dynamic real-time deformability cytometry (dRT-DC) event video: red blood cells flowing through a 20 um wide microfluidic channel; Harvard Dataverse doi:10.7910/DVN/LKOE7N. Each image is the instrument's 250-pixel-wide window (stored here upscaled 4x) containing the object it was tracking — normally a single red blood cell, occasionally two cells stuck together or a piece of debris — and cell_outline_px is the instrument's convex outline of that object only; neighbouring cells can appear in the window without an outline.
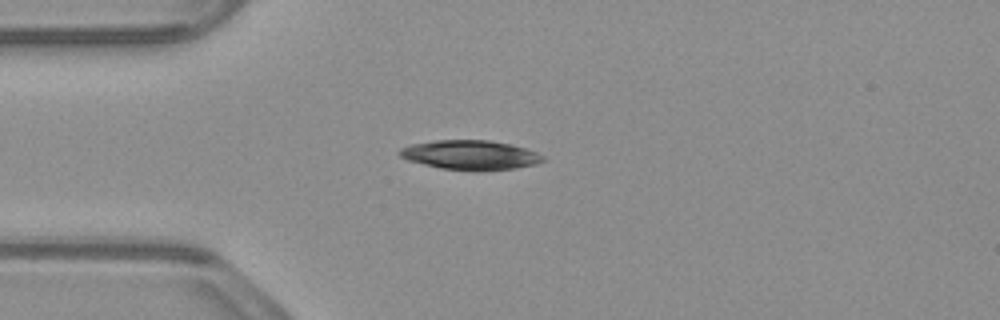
{"species": "common noctule bat (a hibernating species)", "species_latin": "Nyctalus noctula", "temperature_condition": "warm", "stored_images_in_passage": 41, "camera_frame_rate_fps": 3000, "um_per_image_px": 0.085, "animal": {"sex": "male", "body_mass_g": 23.1, "forearm_length_mm": 52.7}, "frame": {"image": 1, "passage_image": 1, "time_ms": 0.0, "image_size_px": [1000, 320], "cell_outline_px": [[544, 160], [536, 164], [516, 168], [480, 172], [472, 172], [440, 168], [408, 160], [400, 156], [396, 152], [400, 148], [412, 144], [436, 140], [488, 140], [508, 144], [524, 148], [536, 152], [544, 156]], "centroid_in_image_um": [39.96, 13.19], "position_along_channel_um": 45.0, "area_um2": 24.8}}
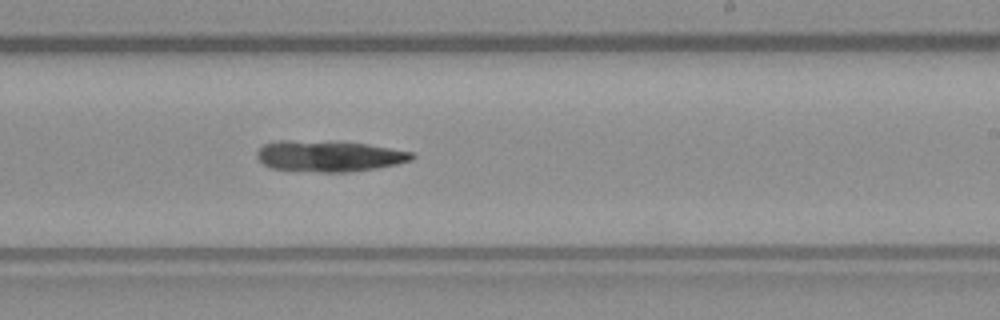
{"frame": {"image": 2, "passage_image": 19, "time_ms": 6.0, "image_size_px": [1000, 320], "cell_outline_px": [[416, 156], [412, 160], [396, 164], [376, 168], [344, 172], [320, 172], [272, 168], [264, 164], [256, 156], [256, 152], [264, 144], [276, 140], [292, 140], [368, 144], [412, 152]], "centroid_in_image_um": [27.96, 13.27], "position_along_channel_um": 261.0, "area_um2": 27.69}}
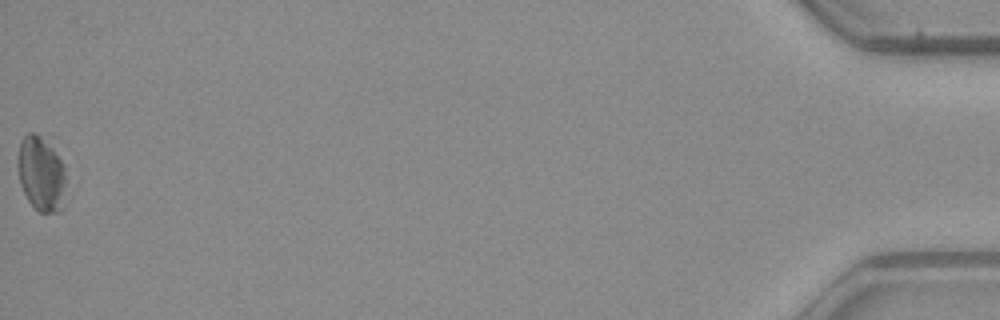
{"frame": {"image": 3, "passage_image": 41, "time_ms": 13.333, "image_size_px": [1000, 320], "cell_outline_px": [[64, 208], [60, 212], [40, 212], [28, 200], [20, 184], [16, 164], [16, 160], [20, 140], [28, 132], [32, 132], [40, 136], [52, 148], [64, 164]], "centroid_in_image_um": [3.47, 14.77], "position_along_channel_um": 431.7, "area_um2": 21.1}, "authors_computed_cell_mechanics": {"area_um2": 26.9926, "velocity_mm_per_s": 3.8268, "shape_relaxation_time_tau1_ms": null, "shape_relaxation_time_tau2_ms": 3.607, "deformation_change_tau1": null, "deformation_change_tau2": 0.065}}